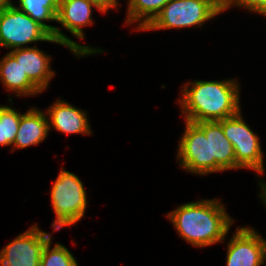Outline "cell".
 <instances>
[{
    "mask_svg": "<svg viewBox=\"0 0 266 266\" xmlns=\"http://www.w3.org/2000/svg\"><path fill=\"white\" fill-rule=\"evenodd\" d=\"M104 13L99 6L89 0H61L59 2L56 22L69 31L78 40L86 36L83 27L93 25L92 10Z\"/></svg>",
    "mask_w": 266,
    "mask_h": 266,
    "instance_id": "4fadbf2b",
    "label": "cell"
},
{
    "mask_svg": "<svg viewBox=\"0 0 266 266\" xmlns=\"http://www.w3.org/2000/svg\"><path fill=\"white\" fill-rule=\"evenodd\" d=\"M22 114L13 107L2 105V131L6 146L13 145Z\"/></svg>",
    "mask_w": 266,
    "mask_h": 266,
    "instance_id": "d6986e66",
    "label": "cell"
},
{
    "mask_svg": "<svg viewBox=\"0 0 266 266\" xmlns=\"http://www.w3.org/2000/svg\"><path fill=\"white\" fill-rule=\"evenodd\" d=\"M166 216L182 240L199 248L224 242L235 222L217 198L182 204Z\"/></svg>",
    "mask_w": 266,
    "mask_h": 266,
    "instance_id": "7a4b0ae2",
    "label": "cell"
},
{
    "mask_svg": "<svg viewBox=\"0 0 266 266\" xmlns=\"http://www.w3.org/2000/svg\"><path fill=\"white\" fill-rule=\"evenodd\" d=\"M0 81L7 91L15 93L17 97L42 93L9 52L0 60Z\"/></svg>",
    "mask_w": 266,
    "mask_h": 266,
    "instance_id": "9a60e30c",
    "label": "cell"
},
{
    "mask_svg": "<svg viewBox=\"0 0 266 266\" xmlns=\"http://www.w3.org/2000/svg\"><path fill=\"white\" fill-rule=\"evenodd\" d=\"M237 79L189 81L181 88L178 99L184 120L198 123L218 121L241 110Z\"/></svg>",
    "mask_w": 266,
    "mask_h": 266,
    "instance_id": "6da1fadb",
    "label": "cell"
},
{
    "mask_svg": "<svg viewBox=\"0 0 266 266\" xmlns=\"http://www.w3.org/2000/svg\"><path fill=\"white\" fill-rule=\"evenodd\" d=\"M170 0H129L125 25L138 22L135 30L143 31Z\"/></svg>",
    "mask_w": 266,
    "mask_h": 266,
    "instance_id": "e0dca14e",
    "label": "cell"
},
{
    "mask_svg": "<svg viewBox=\"0 0 266 266\" xmlns=\"http://www.w3.org/2000/svg\"><path fill=\"white\" fill-rule=\"evenodd\" d=\"M9 53L20 63L28 78L43 92L56 74L51 67L50 55L36 46L18 48Z\"/></svg>",
    "mask_w": 266,
    "mask_h": 266,
    "instance_id": "7c38bea8",
    "label": "cell"
},
{
    "mask_svg": "<svg viewBox=\"0 0 266 266\" xmlns=\"http://www.w3.org/2000/svg\"><path fill=\"white\" fill-rule=\"evenodd\" d=\"M50 190L51 206L56 216L52 231L75 225L84 217L87 193L78 176L62 167Z\"/></svg>",
    "mask_w": 266,
    "mask_h": 266,
    "instance_id": "3957f363",
    "label": "cell"
},
{
    "mask_svg": "<svg viewBox=\"0 0 266 266\" xmlns=\"http://www.w3.org/2000/svg\"><path fill=\"white\" fill-rule=\"evenodd\" d=\"M0 146H6V140H3V131H2V105H0Z\"/></svg>",
    "mask_w": 266,
    "mask_h": 266,
    "instance_id": "603a6c76",
    "label": "cell"
},
{
    "mask_svg": "<svg viewBox=\"0 0 266 266\" xmlns=\"http://www.w3.org/2000/svg\"><path fill=\"white\" fill-rule=\"evenodd\" d=\"M99 6V8L104 12L107 13L109 9H118L119 0H89Z\"/></svg>",
    "mask_w": 266,
    "mask_h": 266,
    "instance_id": "44dd1931",
    "label": "cell"
},
{
    "mask_svg": "<svg viewBox=\"0 0 266 266\" xmlns=\"http://www.w3.org/2000/svg\"><path fill=\"white\" fill-rule=\"evenodd\" d=\"M32 107L21 115L19 128L11 152H14L16 149H24L32 145H38L49 134L46 112L40 111L34 106Z\"/></svg>",
    "mask_w": 266,
    "mask_h": 266,
    "instance_id": "5bb4252c",
    "label": "cell"
},
{
    "mask_svg": "<svg viewBox=\"0 0 266 266\" xmlns=\"http://www.w3.org/2000/svg\"><path fill=\"white\" fill-rule=\"evenodd\" d=\"M210 148L211 158H214V173L242 169L236 163L234 147L225 137L218 121H210Z\"/></svg>",
    "mask_w": 266,
    "mask_h": 266,
    "instance_id": "2e32d148",
    "label": "cell"
},
{
    "mask_svg": "<svg viewBox=\"0 0 266 266\" xmlns=\"http://www.w3.org/2000/svg\"><path fill=\"white\" fill-rule=\"evenodd\" d=\"M232 6L242 7L266 17V0H223V12Z\"/></svg>",
    "mask_w": 266,
    "mask_h": 266,
    "instance_id": "ffe728a7",
    "label": "cell"
},
{
    "mask_svg": "<svg viewBox=\"0 0 266 266\" xmlns=\"http://www.w3.org/2000/svg\"><path fill=\"white\" fill-rule=\"evenodd\" d=\"M52 234L37 224L19 234L0 251V266H40L41 254Z\"/></svg>",
    "mask_w": 266,
    "mask_h": 266,
    "instance_id": "ba28073f",
    "label": "cell"
},
{
    "mask_svg": "<svg viewBox=\"0 0 266 266\" xmlns=\"http://www.w3.org/2000/svg\"><path fill=\"white\" fill-rule=\"evenodd\" d=\"M221 13L223 0H170L143 31L201 27Z\"/></svg>",
    "mask_w": 266,
    "mask_h": 266,
    "instance_id": "277c9868",
    "label": "cell"
},
{
    "mask_svg": "<svg viewBox=\"0 0 266 266\" xmlns=\"http://www.w3.org/2000/svg\"><path fill=\"white\" fill-rule=\"evenodd\" d=\"M177 162L193 174L214 173V158H211L210 121L192 123L185 120V130L178 143Z\"/></svg>",
    "mask_w": 266,
    "mask_h": 266,
    "instance_id": "5b68a950",
    "label": "cell"
},
{
    "mask_svg": "<svg viewBox=\"0 0 266 266\" xmlns=\"http://www.w3.org/2000/svg\"><path fill=\"white\" fill-rule=\"evenodd\" d=\"M241 110L234 116L218 120L225 137L232 143L236 163L244 169H251L264 174V153L259 136L253 132L242 117Z\"/></svg>",
    "mask_w": 266,
    "mask_h": 266,
    "instance_id": "52a82bcc",
    "label": "cell"
},
{
    "mask_svg": "<svg viewBox=\"0 0 266 266\" xmlns=\"http://www.w3.org/2000/svg\"><path fill=\"white\" fill-rule=\"evenodd\" d=\"M13 4H15V3H13V1H11V0H0V8L7 7V6H10Z\"/></svg>",
    "mask_w": 266,
    "mask_h": 266,
    "instance_id": "cb8c5ba5",
    "label": "cell"
},
{
    "mask_svg": "<svg viewBox=\"0 0 266 266\" xmlns=\"http://www.w3.org/2000/svg\"><path fill=\"white\" fill-rule=\"evenodd\" d=\"M39 41L64 46L16 5L0 8V47L14 50Z\"/></svg>",
    "mask_w": 266,
    "mask_h": 266,
    "instance_id": "8992f818",
    "label": "cell"
},
{
    "mask_svg": "<svg viewBox=\"0 0 266 266\" xmlns=\"http://www.w3.org/2000/svg\"><path fill=\"white\" fill-rule=\"evenodd\" d=\"M258 184L261 189V192L258 194V196L266 207V183L263 180H261L260 182L258 181ZM265 261H266V252H265Z\"/></svg>",
    "mask_w": 266,
    "mask_h": 266,
    "instance_id": "7402d4cb",
    "label": "cell"
},
{
    "mask_svg": "<svg viewBox=\"0 0 266 266\" xmlns=\"http://www.w3.org/2000/svg\"><path fill=\"white\" fill-rule=\"evenodd\" d=\"M45 110L48 117L49 131L53 128L67 135L93 134L87 118V111L77 108L63 99L56 100Z\"/></svg>",
    "mask_w": 266,
    "mask_h": 266,
    "instance_id": "8fae6325",
    "label": "cell"
},
{
    "mask_svg": "<svg viewBox=\"0 0 266 266\" xmlns=\"http://www.w3.org/2000/svg\"><path fill=\"white\" fill-rule=\"evenodd\" d=\"M228 241L226 266H262L266 240L252 227H237Z\"/></svg>",
    "mask_w": 266,
    "mask_h": 266,
    "instance_id": "30bf717a",
    "label": "cell"
},
{
    "mask_svg": "<svg viewBox=\"0 0 266 266\" xmlns=\"http://www.w3.org/2000/svg\"><path fill=\"white\" fill-rule=\"evenodd\" d=\"M51 240L43 248L40 266H79L76 258L64 245L56 243L51 248Z\"/></svg>",
    "mask_w": 266,
    "mask_h": 266,
    "instance_id": "ac0fdd59",
    "label": "cell"
},
{
    "mask_svg": "<svg viewBox=\"0 0 266 266\" xmlns=\"http://www.w3.org/2000/svg\"><path fill=\"white\" fill-rule=\"evenodd\" d=\"M19 5L16 6L25 14L30 16L40 26H42L52 37L62 43L75 56L83 57L90 56V54L102 53L103 49L93 48L87 45H81L66 36L61 29L56 26L48 25L45 22L56 21L59 2L57 0H18Z\"/></svg>",
    "mask_w": 266,
    "mask_h": 266,
    "instance_id": "9c48e42d",
    "label": "cell"
}]
</instances>
